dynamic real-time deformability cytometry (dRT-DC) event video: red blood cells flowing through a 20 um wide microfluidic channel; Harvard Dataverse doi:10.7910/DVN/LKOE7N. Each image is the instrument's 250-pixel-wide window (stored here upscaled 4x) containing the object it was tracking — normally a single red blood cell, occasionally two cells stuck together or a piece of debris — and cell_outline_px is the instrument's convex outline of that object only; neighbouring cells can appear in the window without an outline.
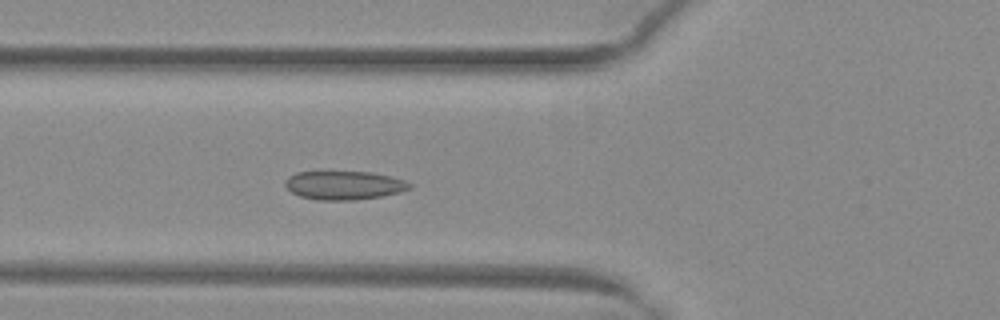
{"species": "common noctule bat (a hibernating species)", "species_latin": "Nyctalus noctula", "temperature_condition": "warm", "stored_images_in_passage": 49, "camera_frame_rate_fps": 3000, "um_per_image_px": 0.085, "animal": {"sex": "female", "body_mass_g": 29.2, "forearm_length_mm": 56.3}, "frame": {"image": 1, "passage_image": 18, "time_ms": 5.667, "image_size_px": [1000, 320], "cell_outline_px": [[412, 188], [400, 192], [384, 196], [352, 200], [316, 200], [300, 196], [292, 192], [284, 184], [284, 180], [288, 176], [296, 172], [372, 172], [392, 176], [404, 180], [412, 184]], "centroid_in_image_um": [29.26, 15.75], "position_along_channel_um": 96.5, "area_um2": 20.92}}
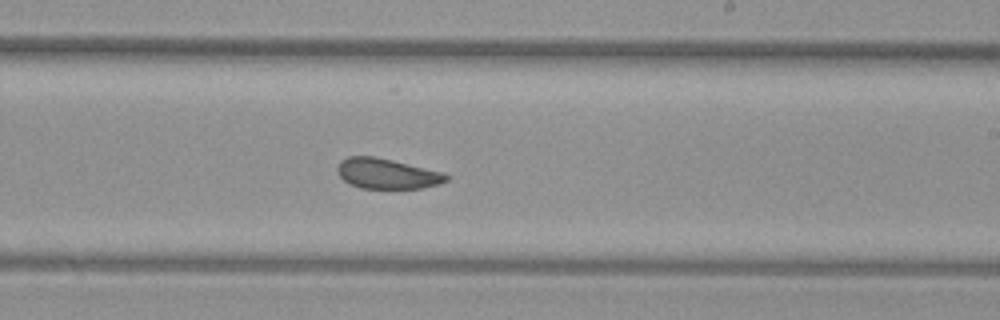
{"frame": {"image": 2, "passage_image": 30, "time_ms": 9.667, "image_size_px": [1000, 320], "cell_outline_px": [[448, 180], [440, 184], [420, 188], [360, 188], [348, 184], [340, 176], [336, 168], [340, 160], [348, 156], [376, 156], [444, 172], [448, 176]], "centroid_in_image_um": [32.88, 14.75], "position_along_channel_um": 256.1, "area_um2": 19.36}}
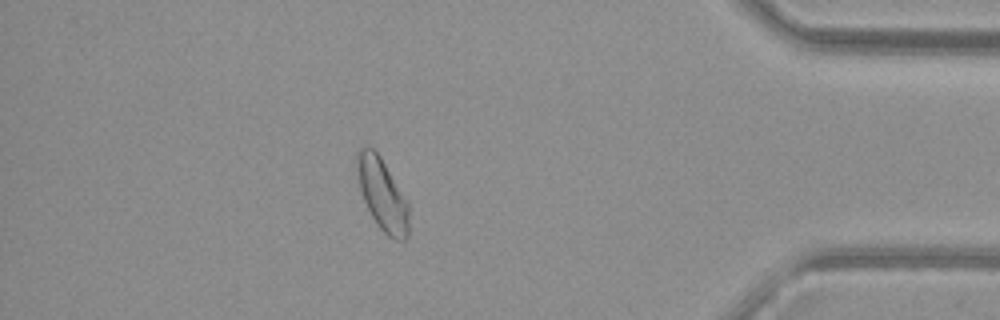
{"frame": {"image": 3, "passage_image": 44, "time_ms": 14.333, "image_size_px": [1000, 320], "cell_outline_px": [[408, 236], [404, 240], [396, 240], [388, 236], [376, 224], [364, 200], [360, 188], [356, 172], [356, 152], [364, 144], [368, 144], [380, 156], [408, 200]], "centroid_in_image_um": [32.48, 16.48], "position_along_channel_um": 402.7, "area_um2": 21.91}}